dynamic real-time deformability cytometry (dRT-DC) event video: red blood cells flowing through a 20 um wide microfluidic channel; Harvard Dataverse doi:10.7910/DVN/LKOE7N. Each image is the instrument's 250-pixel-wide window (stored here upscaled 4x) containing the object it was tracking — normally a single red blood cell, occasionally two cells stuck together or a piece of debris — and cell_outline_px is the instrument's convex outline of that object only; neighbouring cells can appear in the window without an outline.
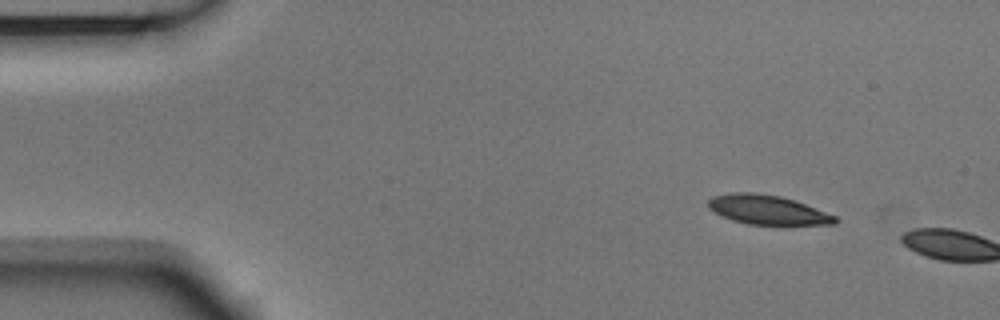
{"species": "Egyptian fruit bat (a non-hibernating species)", "species_latin": "Rousettus aegyptiacus", "temperature_condition": "room temperature", "stored_images_in_passage": 2, "camera_frame_rate_fps": 3000, "um_per_image_px": 0.085, "animal": {"sex": "male"}, "frame": {"image": 1, "passage_image": 1, "time_ms": 0.0, "image_size_px": [1000, 320], "cell_outline_px": [[840, 220], [836, 224], [748, 224], [732, 220], [708, 208], [708, 200], [712, 196], [732, 192], [756, 192], [780, 196], [796, 200], [836, 216]], "centroid_in_image_um": [65.25, 17.82], "position_along_channel_um": 19.8, "area_um2": 21.62}}